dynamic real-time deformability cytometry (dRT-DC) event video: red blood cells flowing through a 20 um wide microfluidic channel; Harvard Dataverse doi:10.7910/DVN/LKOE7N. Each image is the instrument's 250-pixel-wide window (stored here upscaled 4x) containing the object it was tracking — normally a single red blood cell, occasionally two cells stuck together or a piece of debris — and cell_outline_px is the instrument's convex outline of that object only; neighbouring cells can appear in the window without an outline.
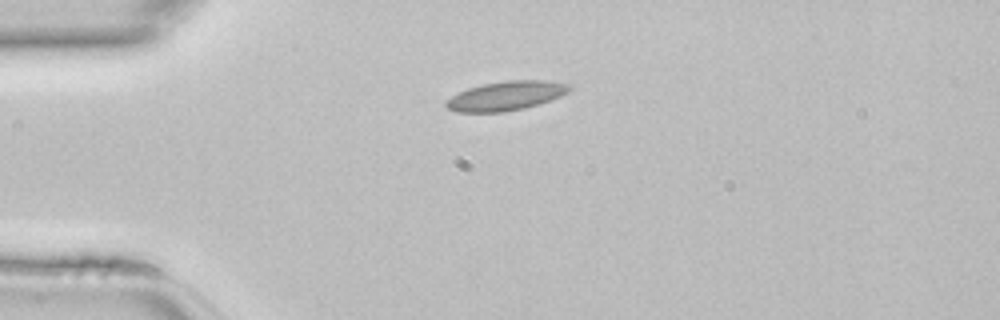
{"species": "common noctule bat (a hibernating species)", "species_latin": "Nyctalus noctula", "temperature_condition": "room temperature", "stored_images_in_passage": 35, "camera_frame_rate_fps": 3000, "um_per_image_px": 0.085, "animal": {"sex": "female", "body_mass_g": 22.7, "forearm_length_mm": 54.2}, "frame": {"image": 1, "passage_image": 1, "time_ms": 0.0, "image_size_px": [1000, 320], "cell_outline_px": [[572, 88], [568, 92], [560, 96], [524, 108], [504, 112], [456, 112], [448, 108], [444, 104], [444, 100], [468, 88], [484, 84], [504, 80], [548, 80], [572, 84]], "centroid_in_image_um": [43.01, 8.13], "position_along_channel_um": 42.0, "area_um2": 20.98}}
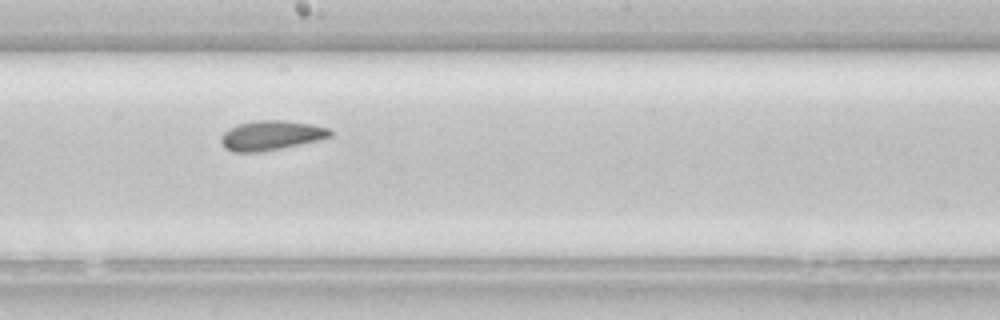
{"frame": {"image": 2, "passage_image": 15, "time_ms": 4.667, "image_size_px": [1000, 320], "cell_outline_px": [[332, 136], [320, 140], [260, 152], [232, 152], [224, 148], [220, 140], [220, 136], [228, 128], [236, 124], [256, 120], [284, 120], [312, 124], [328, 128], [332, 132]], "centroid_in_image_um": [23.01, 11.5], "position_along_channel_um": 225.2, "area_um2": 19.02}}
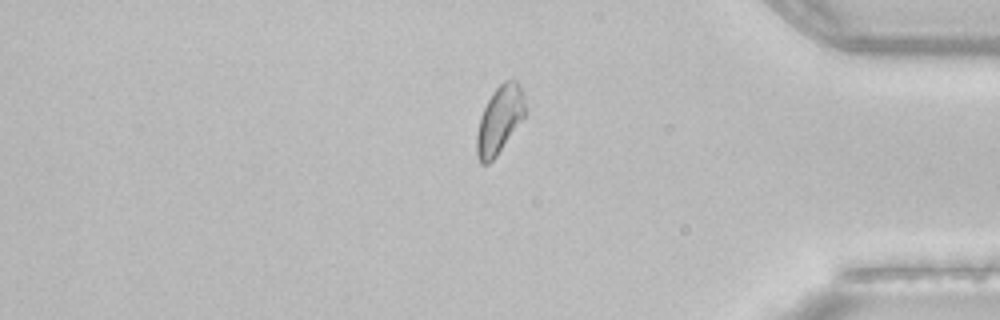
{"frame": {"image": 3, "passage_image": 28, "time_ms": 9.0, "image_size_px": [1000, 320], "cell_outline_px": [[524, 116], [496, 156], [488, 164], [480, 164], [476, 156], [476, 136], [480, 116], [492, 92], [504, 80], [516, 80], [520, 88], [524, 100]], "centroid_in_image_um": [42.41, 10.21], "position_along_channel_um": 392.8, "area_um2": 18.67}}